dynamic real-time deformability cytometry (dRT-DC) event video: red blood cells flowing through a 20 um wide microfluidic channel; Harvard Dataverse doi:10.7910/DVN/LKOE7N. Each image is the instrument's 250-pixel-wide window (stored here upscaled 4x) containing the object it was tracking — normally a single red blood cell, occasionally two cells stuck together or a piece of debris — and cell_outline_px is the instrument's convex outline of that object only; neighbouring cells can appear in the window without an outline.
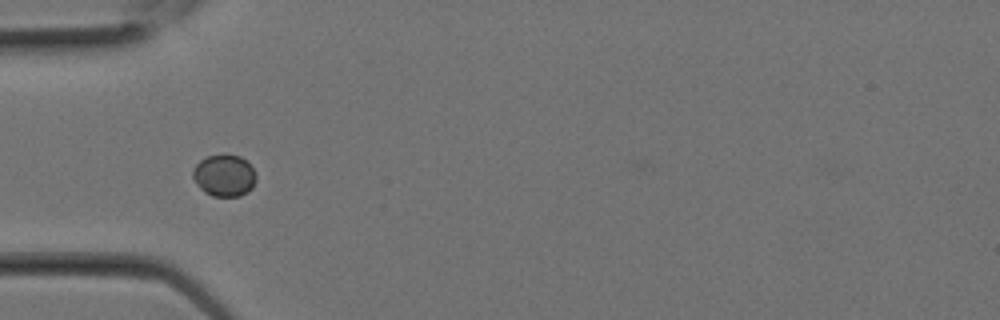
{"species": "Egyptian fruit bat (a non-hibernating species)", "species_latin": "Rousettus aegyptiacus", "temperature_condition": "room temperature", "stored_images_in_passage": 2, "camera_frame_rate_fps": 3000, "um_per_image_px": 0.085, "animal": {"sex": "female"}, "frame": {"image": 1, "passage_image": 2, "time_ms": 0.333, "image_size_px": [1000, 320], "cell_outline_px": [[256, 180], [252, 188], [248, 192], [240, 196], [212, 196], [204, 192], [200, 188], [192, 176], [192, 172], [196, 164], [200, 160], [208, 156], [224, 152], [240, 156], [252, 168], [256, 176]], "centroid_in_image_um": [19.05, 14.9], "position_along_channel_um": 65.9, "area_um2": 15.61}}